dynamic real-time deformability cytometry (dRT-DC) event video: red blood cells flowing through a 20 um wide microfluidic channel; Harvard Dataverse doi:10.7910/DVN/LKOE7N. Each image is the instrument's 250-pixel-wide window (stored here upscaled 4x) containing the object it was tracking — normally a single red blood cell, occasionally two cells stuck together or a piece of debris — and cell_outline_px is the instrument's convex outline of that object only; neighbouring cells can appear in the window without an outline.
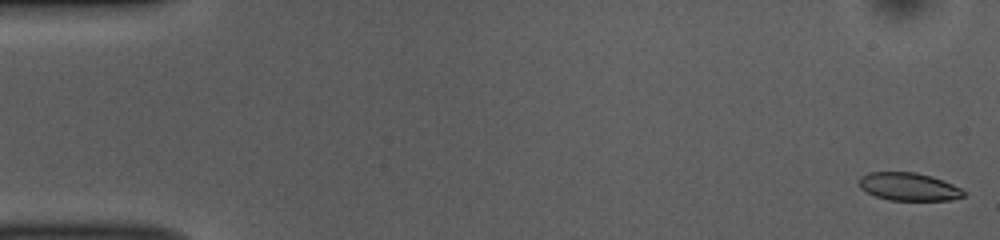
{"species": "common noctule bat (a hibernating species)", "species_latin": "Nyctalus noctula", "temperature_condition": "room temperature", "stored_images_in_passage": 12, "camera_frame_rate_fps": 3000, "um_per_image_px": 0.085, "animal": {"sex": "female", "body_mass_g": 10.0, "forearm_length_mm": 53.1}, "frame": {"image": 1, "passage_image": 1, "time_ms": 0.0, "image_size_px": [1000, 240], "cell_outline_px": [[964, 196], [952, 200], [888, 200], [876, 196], [860, 188], [860, 176], [868, 172], [916, 172], [932, 176], [952, 184], [960, 188], [964, 192]], "centroid_in_image_um": [77.23, 15.86], "position_along_channel_um": 7.8, "area_um2": 16.94}}